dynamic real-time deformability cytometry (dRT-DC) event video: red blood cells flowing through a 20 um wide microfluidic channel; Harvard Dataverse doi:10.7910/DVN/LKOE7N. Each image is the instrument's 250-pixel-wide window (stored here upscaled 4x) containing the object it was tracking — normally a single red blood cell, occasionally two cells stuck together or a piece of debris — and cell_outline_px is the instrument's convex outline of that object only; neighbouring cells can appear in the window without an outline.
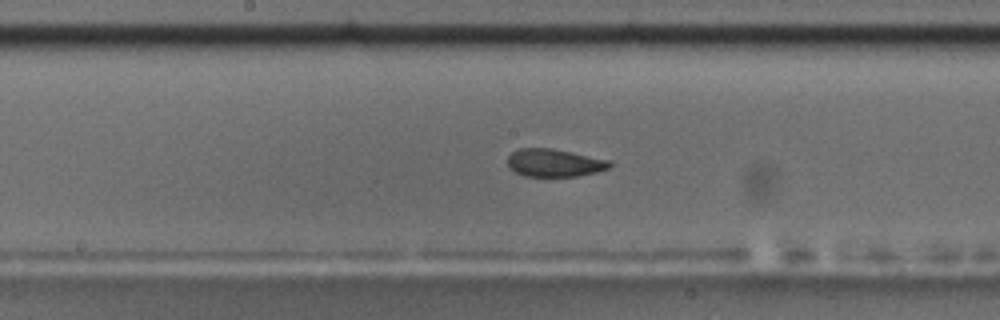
{"species": "common noctule bat (a hibernating species)", "species_latin": "Nyctalus noctula", "temperature_condition": "room temperature", "stored_images_in_passage": 46, "camera_frame_rate_fps": 3000, "um_per_image_px": 0.085, "animal": {"sex": "male", "body_mass_g": 17.5, "forearm_length_mm": 52.3}, "frame": {"image": 1, "passage_image": 20, "time_ms": 6.333, "image_size_px": [1000, 320], "cell_outline_px": [[612, 164], [608, 168], [596, 172], [576, 176], [524, 176], [516, 172], [508, 164], [508, 156], [512, 152], [520, 148], [552, 148], [572, 152], [608, 160]], "centroid_in_image_um": [47.11, 13.83], "position_along_channel_um": 201.1, "area_um2": 16.3}, "authors_computed_cell_mechanics": {"area_um2": 17.3689, "velocity_mm_per_s": 3.6712, "shape_relaxation_time_tau1_ms": 3.814, "shape_relaxation_time_tau2_ms": 1.1553, "deformation_change_tau1": 0.1114, "deformation_change_tau2": 0.0604}}